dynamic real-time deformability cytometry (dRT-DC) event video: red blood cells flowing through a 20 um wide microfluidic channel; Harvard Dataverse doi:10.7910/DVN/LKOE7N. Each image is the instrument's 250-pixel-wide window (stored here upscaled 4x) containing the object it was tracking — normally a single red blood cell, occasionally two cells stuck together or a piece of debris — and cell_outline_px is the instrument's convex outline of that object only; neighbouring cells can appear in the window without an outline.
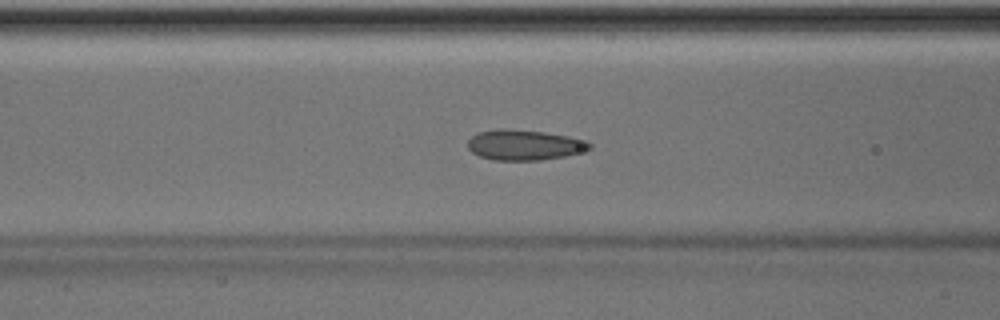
{"species": "Egyptian fruit bat (a non-hibernating species)", "species_latin": "Rousettus aegyptiacus", "temperature_condition": "room temperature", "stored_images_in_passage": 43, "camera_frame_rate_fps": 3000, "um_per_image_px": 0.085, "animal": {"sex": "male"}, "frame": {"image": 1, "passage_image": 13, "time_ms": 4.0, "image_size_px": [1000, 320], "cell_outline_px": [[592, 148], [564, 156], [540, 160], [492, 160], [480, 156], [472, 152], [468, 148], [468, 140], [472, 136], [480, 132], [500, 128], [504, 128], [544, 132], [568, 136], [588, 140], [592, 144]], "centroid_in_image_um": [44.57, 12.32], "position_along_channel_um": 122.0, "area_um2": 21.5}}
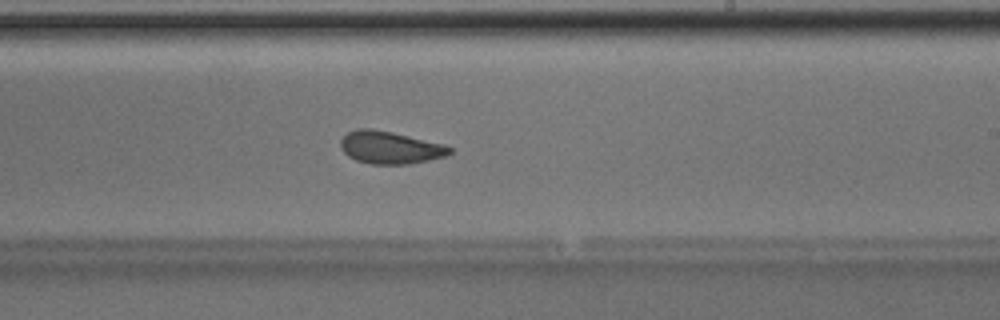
{"frame": {"image": 2, "passage_image": 23, "time_ms": 7.333, "image_size_px": [1000, 320], "cell_outline_px": [[452, 152], [448, 156], [408, 164], [372, 164], [356, 160], [348, 156], [340, 148], [340, 140], [348, 132], [356, 128], [372, 128], [392, 132], [444, 144], [452, 148]], "centroid_in_image_um": [33.15, 12.53], "position_along_channel_um": 255.8, "area_um2": 20.75}}
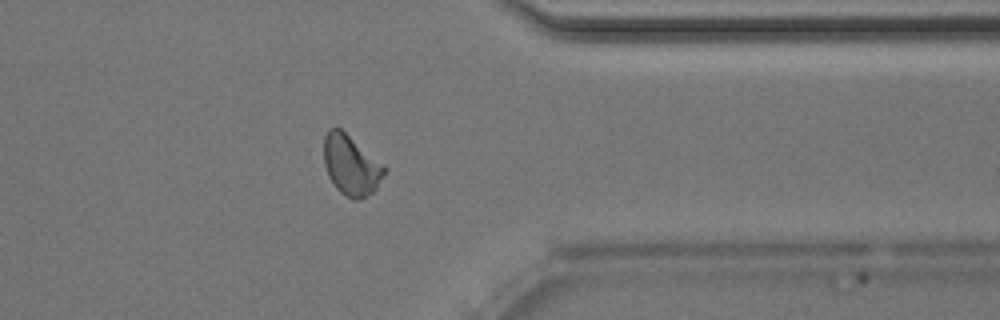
{"frame": {"image": 3, "passage_image": 33, "time_ms": 10.667, "image_size_px": [1000, 320], "cell_outline_px": [[388, 168], [376, 188], [372, 192], [360, 200], [352, 200], [340, 192], [336, 188], [328, 176], [324, 164], [324, 136], [328, 128], [340, 128], [384, 164]], "centroid_in_image_um": [29.84, 14.05], "position_along_channel_um": 381.6, "area_um2": 21.27}, "authors_computed_cell_mechanics": {"area_um2": 21.1548, "velocity_mm_per_s": 4.0218, "shape_relaxation_time_tau1_ms": 5.3752, "shape_relaxation_time_tau2_ms": 1.0163, "deformation_change_tau1": 0.1176, "deformation_change_tau2": 0.0614}}